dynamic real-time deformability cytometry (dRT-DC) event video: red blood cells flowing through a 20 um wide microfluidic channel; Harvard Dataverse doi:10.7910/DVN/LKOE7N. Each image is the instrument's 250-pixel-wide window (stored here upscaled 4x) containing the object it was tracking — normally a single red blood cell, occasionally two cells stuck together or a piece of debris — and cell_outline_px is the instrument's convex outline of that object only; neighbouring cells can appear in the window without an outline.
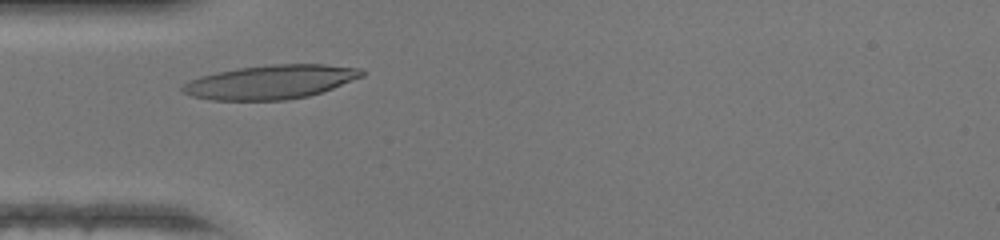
{"species": "human", "species_latin": "Homo sapiens", "temperature_condition": "warm", "stored_images_in_passage": 29, "camera_frame_rate_fps": 3000, "um_per_image_px": 0.085, "donor": {"sex": "female"}, "frame": {"image": 1, "passage_image": 6, "time_ms": 1.667, "image_size_px": [1000, 240], "cell_outline_px": [[368, 72], [364, 76], [332, 88], [308, 96], [284, 100], [212, 100], [192, 96], [180, 92], [180, 88], [188, 80], [200, 76], [216, 72], [240, 68], [272, 64], [324, 64], [360, 68]], "centroid_in_image_um": [23.0, 6.96], "position_along_channel_um": 62.0, "area_um2": 35.55}}
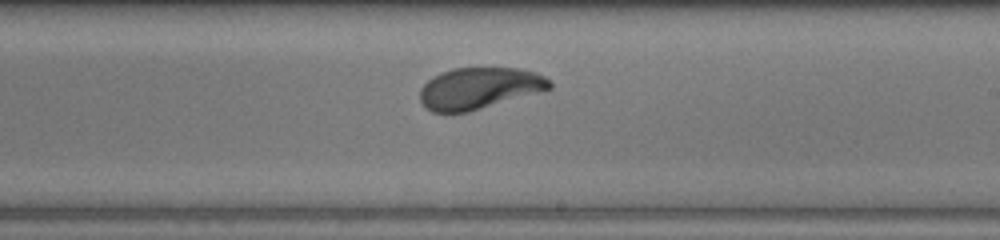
{"frame": {"image": 2, "passage_image": 19, "time_ms": 6.0, "image_size_px": [1000, 240], "cell_outline_px": [[552, 88], [468, 112], [432, 112], [420, 100], [420, 88], [432, 76], [440, 72], [452, 68], [520, 68], [536, 72], [544, 76], [552, 84]], "centroid_in_image_um": [40.71, 7.48], "position_along_channel_um": 248.3, "area_um2": 31.15}}
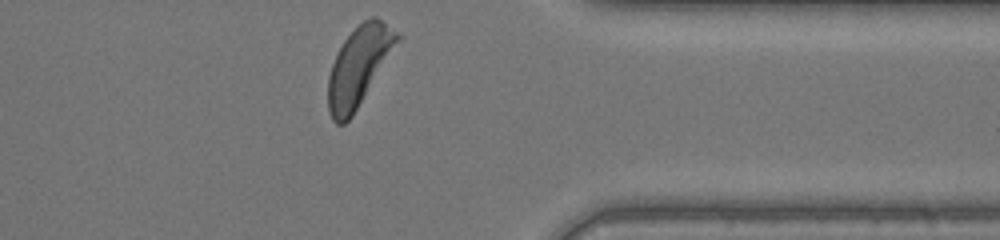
{"frame": {"image": 3, "passage_image": 29, "time_ms": 9.333, "image_size_px": [1000, 240], "cell_outline_px": [[404, 36], [352, 116], [344, 124], [336, 124], [332, 120], [328, 112], [328, 76], [332, 64], [344, 40], [364, 20], [372, 16], [376, 16]], "centroid_in_image_um": [30.54, 5.63], "position_along_channel_um": 380.9, "area_um2": 31.91}, "authors_computed_cell_mechanics": {"area_um2": 32.1946, "velocity_mm_per_s": 4.3446, "shape_relaxation_time_tau1_ms": 2.1506, "shape_relaxation_time_tau2_ms": 1.1074, "deformation_change_tau1": 0.1739, "deformation_change_tau2": 0.0715}}